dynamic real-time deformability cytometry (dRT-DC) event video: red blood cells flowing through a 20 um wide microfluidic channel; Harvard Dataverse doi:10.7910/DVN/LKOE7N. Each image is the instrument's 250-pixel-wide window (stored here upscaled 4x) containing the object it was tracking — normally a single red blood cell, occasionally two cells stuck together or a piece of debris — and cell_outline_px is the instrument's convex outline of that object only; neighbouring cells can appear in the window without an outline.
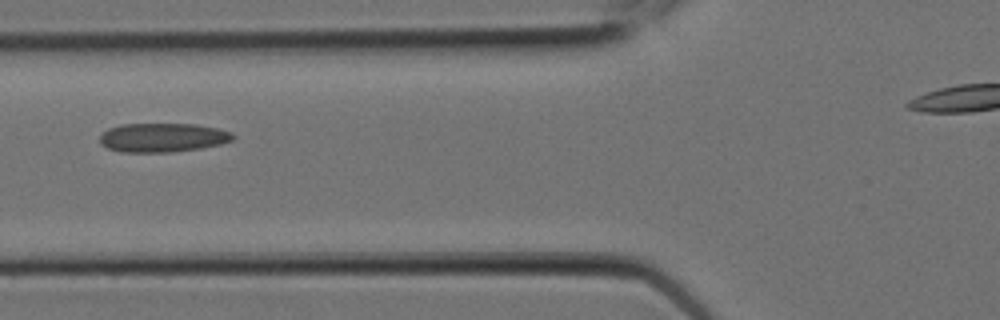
{"species": "Egyptian fruit bat (a non-hibernating species)", "species_latin": "Rousettus aegyptiacus", "temperature_condition": "room temperature", "stored_images_in_passage": 8, "camera_frame_rate_fps": 3000, "um_per_image_px": 0.085, "animal": {"sex": "female"}, "frame": {"image": 1, "passage_image": 4, "time_ms": 1.0, "image_size_px": [1000, 320], "cell_outline_px": [[236, 136], [232, 140], [220, 144], [200, 148], [172, 152], [120, 152], [108, 148], [100, 144], [100, 132], [108, 128], [120, 124], [196, 124], [216, 128], [232, 132]], "centroid_in_image_um": [13.79, 11.69], "position_along_channel_um": 112.0, "area_um2": 22.66}}
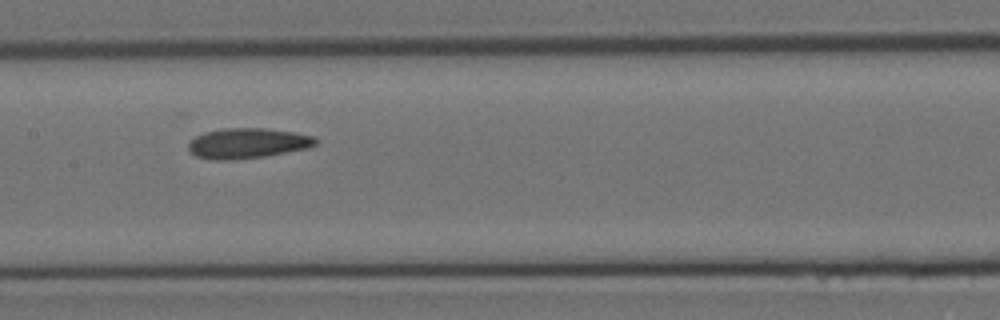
{"frame": {"image": 2, "passage_image": 6, "time_ms": 1.667, "image_size_px": [1000, 320], "cell_outline_px": [[316, 144], [308, 148], [264, 156], [232, 160], [212, 160], [196, 156], [188, 152], [188, 140], [204, 132], [224, 128], [264, 128], [292, 132], [312, 136], [316, 140]], "centroid_in_image_um": [20.96, 12.18], "position_along_channel_um": 186.4, "area_um2": 22.43}}
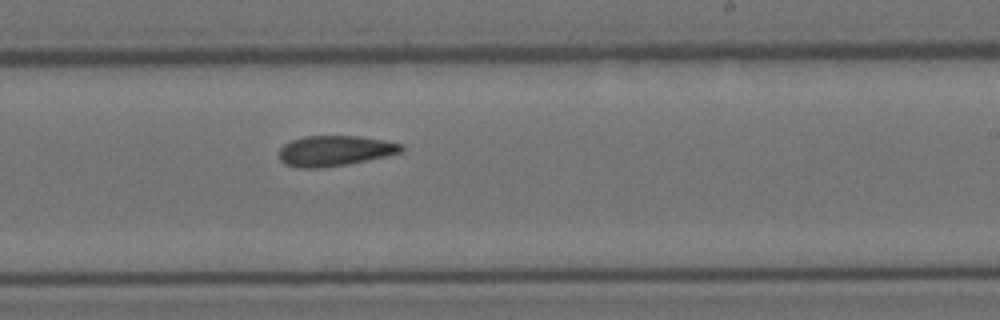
{"frame": {"image": 3, "passage_image": 8, "time_ms": 2.333, "image_size_px": [1000, 320], "cell_outline_px": [[404, 148], [400, 152], [384, 156], [348, 164], [320, 168], [300, 168], [284, 164], [280, 160], [280, 148], [284, 144], [292, 140], [304, 136], [360, 136], [384, 140], [400, 144]], "centroid_in_image_um": [28.42, 12.81], "position_along_channel_um": 260.6, "area_um2": 21.5}}